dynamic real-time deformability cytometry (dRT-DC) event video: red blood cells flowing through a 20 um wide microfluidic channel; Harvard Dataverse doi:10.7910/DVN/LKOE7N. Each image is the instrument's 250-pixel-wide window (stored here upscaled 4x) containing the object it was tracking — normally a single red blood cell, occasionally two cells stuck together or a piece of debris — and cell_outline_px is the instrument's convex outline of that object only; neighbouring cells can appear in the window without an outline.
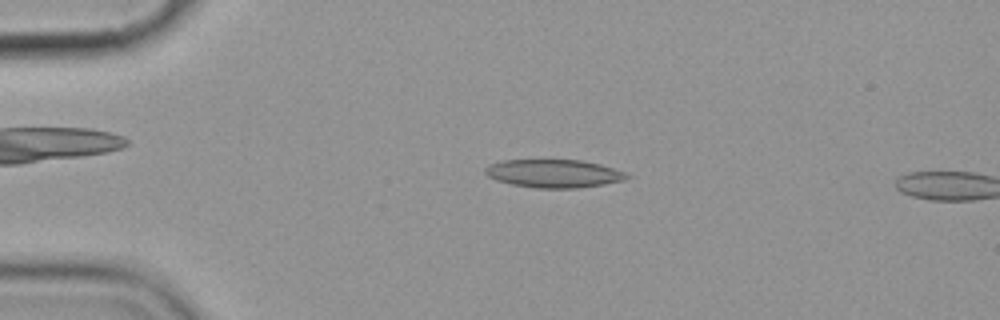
{"species": "common noctule bat (a hibernating species)", "species_latin": "Nyctalus noctula", "temperature_condition": "cold", "stored_images_in_passage": 4, "camera_frame_rate_fps": 3000, "um_per_image_px": 0.085, "animal": {"sex": "female", "body_mass_g": 19.9}, "frame": {"image": 1, "passage_image": 3, "time_ms": 2.333, "image_size_px": [1000, 320], "cell_outline_px": [[632, 176], [624, 180], [604, 184], [580, 188], [536, 188], [512, 184], [496, 180], [488, 176], [484, 172], [484, 168], [488, 164], [500, 160], [584, 160], [600, 164], [624, 172]], "centroid_in_image_um": [47.05, 14.74], "position_along_channel_um": 37.9, "area_um2": 23.35}}